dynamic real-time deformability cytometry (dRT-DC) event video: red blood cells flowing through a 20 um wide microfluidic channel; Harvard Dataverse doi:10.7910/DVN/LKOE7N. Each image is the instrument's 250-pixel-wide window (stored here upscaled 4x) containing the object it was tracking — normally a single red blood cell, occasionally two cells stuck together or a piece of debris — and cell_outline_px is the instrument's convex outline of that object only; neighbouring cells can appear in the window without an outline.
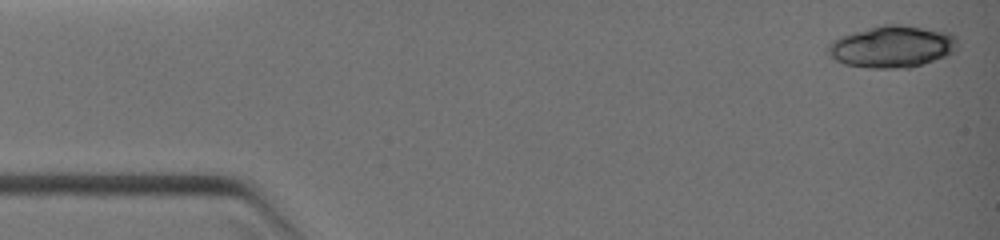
{"species": "common noctule bat (a hibernating species)", "species_latin": "Nyctalus noctula", "temperature_condition": "warm", "stored_images_in_passage": 30, "camera_frame_rate_fps": 3000, "um_per_image_px": 0.085, "animal": {"sex": "female", "body_mass_g": 19.0, "forearm_length_mm": 51.5}, "frame": {"image": 1, "passage_image": 1, "time_ms": 0.0, "image_size_px": [1000, 240], "cell_outline_px": [[956, 48], [952, 52], [944, 56], [908, 68], [868, 68], [844, 64], [828, 56], [828, 48], [840, 36], [852, 32], [880, 24], [900, 24], [952, 32]], "centroid_in_image_um": [75.79, 3.95], "position_along_channel_um": 9.2, "area_um2": 31.33}}
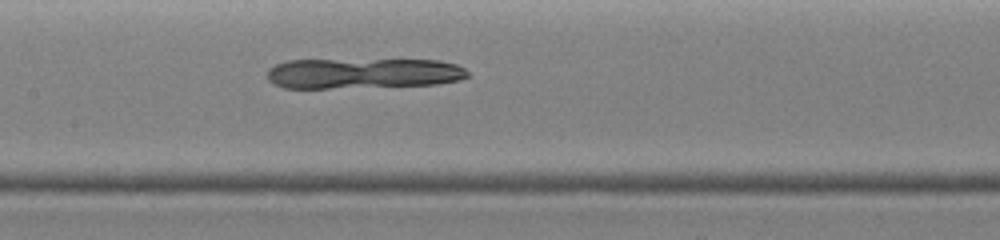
{"frame": {"image": 2, "passage_image": 17, "time_ms": 5.333, "image_size_px": [1000, 240], "cell_outline_px": [[468, 76], [460, 80], [436, 84], [328, 88], [284, 88], [272, 84], [268, 80], [268, 68], [276, 64], [288, 60], [440, 60], [456, 64], [464, 68], [468, 72]], "centroid_in_image_um": [30.83, 6.23], "position_along_channel_um": 176.6, "area_um2": 35.55}}